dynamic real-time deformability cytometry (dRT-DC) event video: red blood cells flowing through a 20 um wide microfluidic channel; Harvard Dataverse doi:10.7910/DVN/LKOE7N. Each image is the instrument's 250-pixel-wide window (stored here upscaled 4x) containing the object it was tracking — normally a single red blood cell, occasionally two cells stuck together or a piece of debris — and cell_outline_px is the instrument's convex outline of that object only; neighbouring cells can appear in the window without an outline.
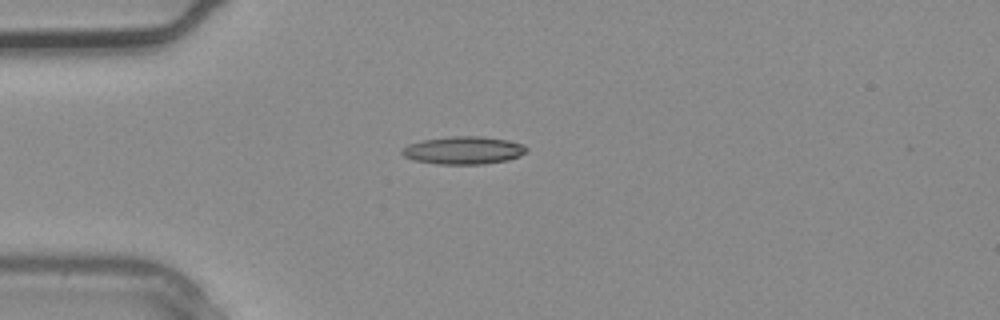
{"species": "common noctule bat (a hibernating species)", "species_latin": "Nyctalus noctula", "temperature_condition": "warm", "stored_images_in_passage": 1, "camera_frame_rate_fps": 3000, "um_per_image_px": 0.085, "animal": {"sex": "male", "body_mass_g": 20.4}, "frame": {"image": 1, "passage_image": 1, "time_ms": 0.0, "image_size_px": [1000, 320], "cell_outline_px": [[528, 152], [520, 156], [508, 160], [484, 164], [436, 164], [416, 160], [404, 156], [400, 152], [400, 148], [408, 144], [420, 140], [452, 136], [480, 136], [508, 140], [524, 144], [528, 148]], "centroid_in_image_um": [39.41, 12.77], "position_along_channel_um": 45.6, "area_um2": 20.4}}